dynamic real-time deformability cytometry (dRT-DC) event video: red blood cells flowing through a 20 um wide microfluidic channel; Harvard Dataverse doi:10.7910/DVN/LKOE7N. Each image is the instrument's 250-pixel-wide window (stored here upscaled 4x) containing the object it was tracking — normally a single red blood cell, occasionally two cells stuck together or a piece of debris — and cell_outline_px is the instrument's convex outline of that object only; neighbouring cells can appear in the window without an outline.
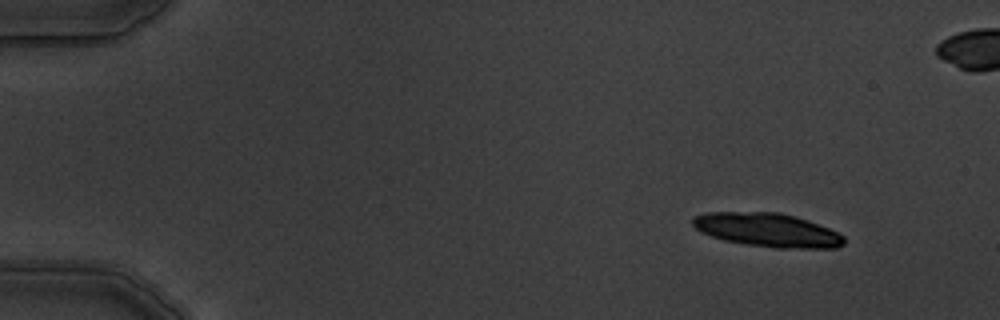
{"species": "common noctule bat (a hibernating species)", "species_latin": "Nyctalus noctula", "temperature_condition": "warm", "stored_images_in_passage": 5, "camera_frame_rate_fps": 3000, "um_per_image_px": 0.085, "animal": {"sex": "male", "body_mass_g": 19.5, "forearm_length_mm": 54.6}, "frame": {"image": 1, "passage_image": 1, "time_ms": 0.0, "image_size_px": [1000, 320], "cell_outline_px": [[844, 244], [836, 248], [776, 248], [744, 244], [724, 240], [700, 232], [692, 224], [692, 216], [708, 212], [780, 212], [808, 220], [840, 232], [844, 236]], "centroid_in_image_um": [65.24, 19.55], "position_along_channel_um": 19.8, "area_um2": 29.94}}